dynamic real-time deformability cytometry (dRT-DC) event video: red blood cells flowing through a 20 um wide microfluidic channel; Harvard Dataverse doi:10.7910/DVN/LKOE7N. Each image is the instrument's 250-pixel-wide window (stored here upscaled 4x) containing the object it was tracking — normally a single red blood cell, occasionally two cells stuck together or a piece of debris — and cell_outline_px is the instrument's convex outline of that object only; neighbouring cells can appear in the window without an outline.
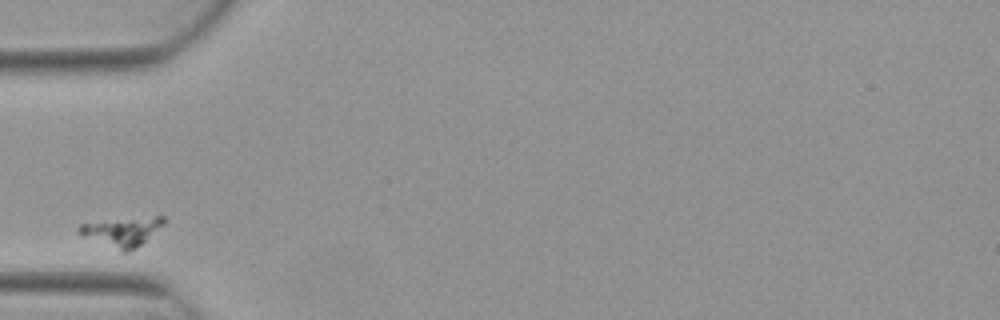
{"species": "Egyptian fruit bat (a non-hibernating species)", "species_latin": "Rousettus aegyptiacus", "temperature_condition": "warm", "stored_images_in_passage": 8, "camera_frame_rate_fps": 3000, "um_per_image_px": 0.085, "animal": {"sex": "female"}, "frame": {"image": 1, "passage_image": 1, "time_ms": 0.0, "image_size_px": [1000, 320], "cell_outline_px": [[164, 224], [136, 248], [128, 252], [120, 252], [84, 236], [76, 232], [76, 228], [80, 224], [156, 216], [164, 216]], "centroid_in_image_um": [10.36, 19.72], "position_along_channel_um": 74.6, "area_um2": 13.93}}
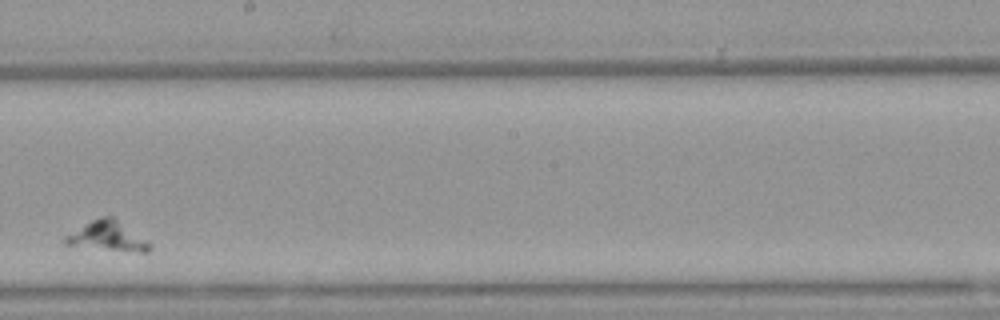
{"frame": {"image": 2, "passage_image": 5, "time_ms": 1.333, "image_size_px": [1000, 320], "cell_outline_px": [[152, 248], [148, 252], [140, 252], [64, 244], [64, 236], [84, 224], [100, 216], [112, 216], [152, 244]], "centroid_in_image_um": [9.15, 20.06], "position_along_channel_um": 239.1, "area_um2": 14.1}}
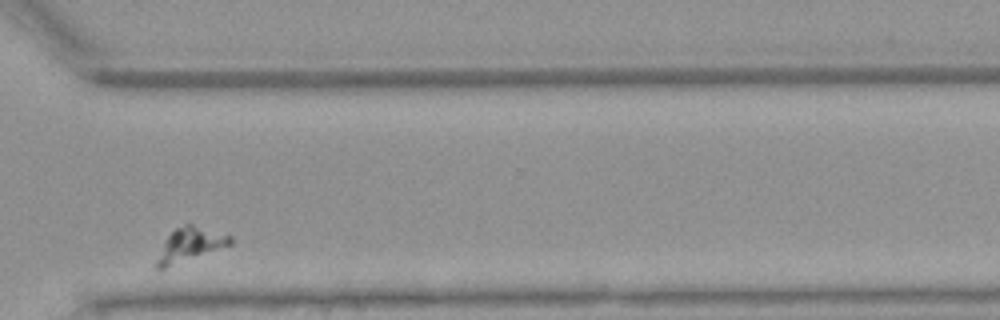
{"frame": {"image": 3, "passage_image": 8, "time_ms": 2.333, "image_size_px": [1000, 320], "cell_outline_px": [[232, 244], [164, 268], [156, 268], [156, 260], [164, 240], [176, 228], [184, 224], [192, 224], [232, 236]], "centroid_in_image_um": [16.14, 20.78], "position_along_channel_um": 354.5, "area_um2": 14.05}}